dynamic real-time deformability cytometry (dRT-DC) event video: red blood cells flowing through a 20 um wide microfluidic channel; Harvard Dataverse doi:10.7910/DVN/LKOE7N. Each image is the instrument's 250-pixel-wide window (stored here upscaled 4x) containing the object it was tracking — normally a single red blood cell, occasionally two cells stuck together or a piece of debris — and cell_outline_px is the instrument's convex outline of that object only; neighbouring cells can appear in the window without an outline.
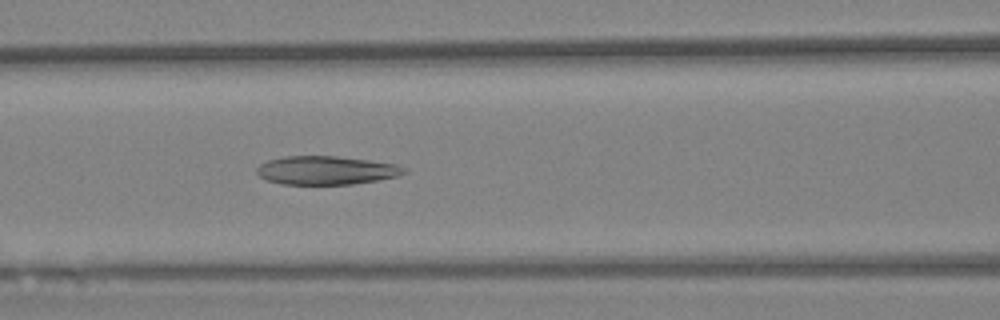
{"species": "Egyptian fruit bat (a non-hibernating species)", "species_latin": "Rousettus aegyptiacus", "temperature_condition": "warm", "stored_images_in_passage": 47, "camera_frame_rate_fps": 3000, "um_per_image_px": 0.085, "animal": {"sex": "female"}, "frame": {"image": 1, "passage_image": 13, "time_ms": 4.0, "image_size_px": [1000, 320], "cell_outline_px": [[408, 172], [396, 176], [376, 180], [352, 184], [280, 184], [264, 180], [256, 172], [256, 168], [260, 164], [268, 160], [284, 156], [336, 156], [368, 160], [396, 164], [408, 168]], "centroid_in_image_um": [27.7, 14.47], "position_along_channel_um": 138.9, "area_um2": 24.57}}
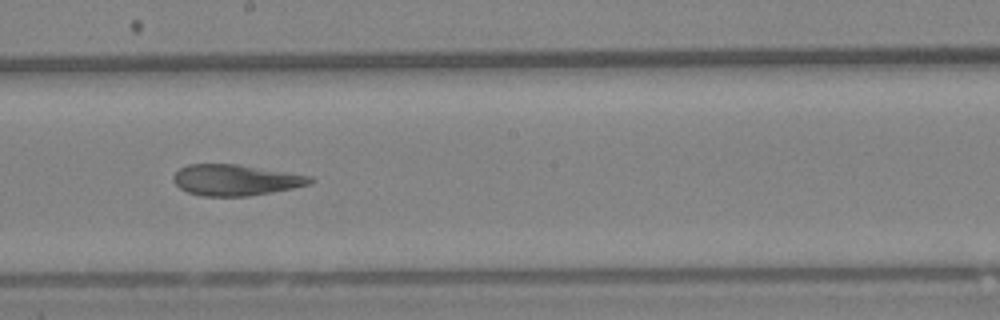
{"frame": {"image": 2, "passage_image": 21, "time_ms": 6.667, "image_size_px": [1000, 320], "cell_outline_px": [[316, 180], [308, 184], [292, 188], [272, 192], [248, 196], [200, 196], [188, 192], [180, 188], [172, 180], [172, 176], [180, 168], [188, 164], [236, 164], [312, 176]], "centroid_in_image_um": [20.0, 15.3], "position_along_channel_um": 228.2, "area_um2": 24.62}}
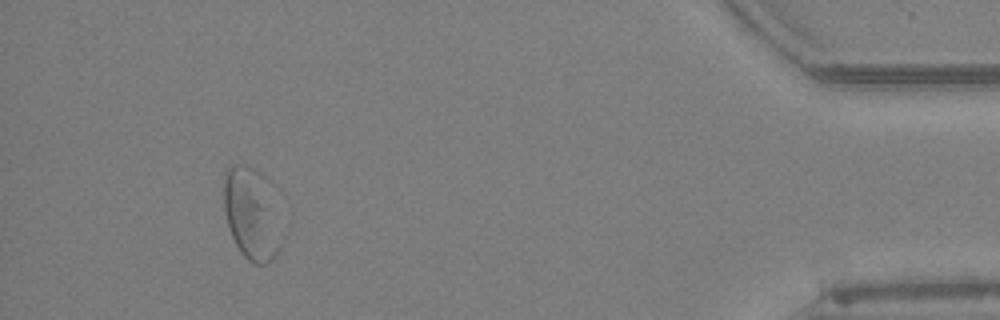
{"frame": {"image": 3, "passage_image": 43, "time_ms": 14.0, "image_size_px": [1000, 320], "cell_outline_px": [[284, 240], [280, 248], [268, 264], [252, 264], [240, 252], [228, 228], [224, 212], [224, 172], [232, 164], [244, 164], [268, 176], [276, 184], [284, 236]], "centroid_in_image_um": [21.5, 18.12], "position_along_channel_um": 413.7, "area_um2": 33.35}, "authors_computed_cell_mechanics": {"area_um2": 25.2008, "velocity_mm_per_s": 3.3791, "shape_relaxation_time_tau1_ms": null, "shape_relaxation_time_tau2_ms": 3.3205, "deformation_change_tau1": null, "deformation_change_tau2": 0.122}}